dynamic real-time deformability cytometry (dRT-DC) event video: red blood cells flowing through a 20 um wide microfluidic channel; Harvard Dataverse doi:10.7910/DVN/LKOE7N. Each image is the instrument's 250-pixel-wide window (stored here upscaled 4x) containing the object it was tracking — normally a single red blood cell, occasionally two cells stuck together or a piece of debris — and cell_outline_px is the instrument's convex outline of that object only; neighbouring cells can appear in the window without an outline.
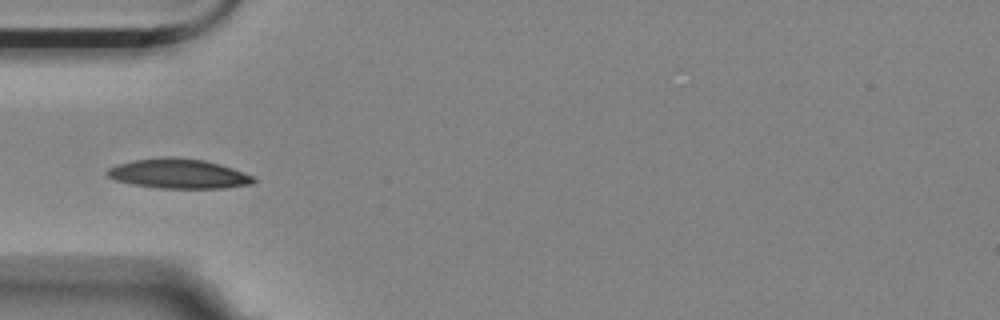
{"species": "Egyptian fruit bat (a non-hibernating species)", "species_latin": "Rousettus aegyptiacus", "temperature_condition": "room temperature", "stored_images_in_passage": 5, "camera_frame_rate_fps": 3000, "um_per_image_px": 0.085, "animal": {"sex": "female"}, "frame": {"image": 1, "passage_image": 3, "time_ms": 0.667, "image_size_px": [1000, 320], "cell_outline_px": [[256, 180], [252, 184], [224, 188], [156, 188], [132, 184], [116, 180], [108, 176], [104, 172], [108, 168], [116, 164], [132, 160], [160, 156], [172, 156], [204, 160], [220, 164], [232, 168], [252, 176]], "centroid_in_image_um": [15.12, 14.75], "position_along_channel_um": 69.9, "area_um2": 25.49}}
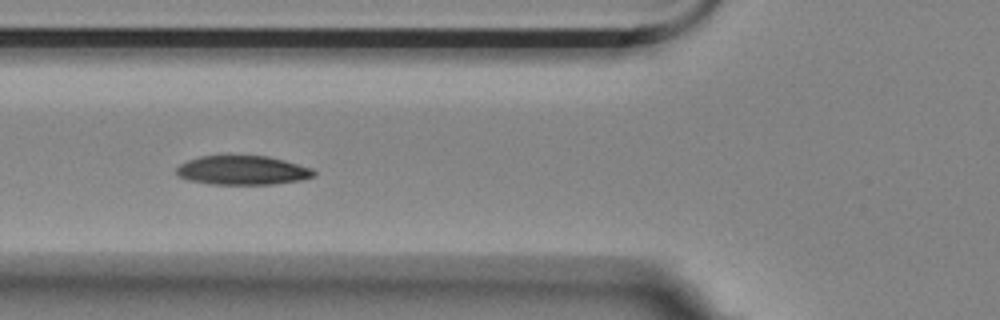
{"frame": {"image": 2, "passage_image": 4, "time_ms": 1.0, "image_size_px": [1000, 320], "cell_outline_px": [[316, 176], [300, 180], [272, 184], [212, 184], [188, 180], [176, 176], [176, 168], [180, 164], [188, 160], [200, 156], [268, 156], [284, 160], [312, 168], [316, 172]], "centroid_in_image_um": [20.61, 14.48], "position_along_channel_um": 105.2, "area_um2": 23.29}}
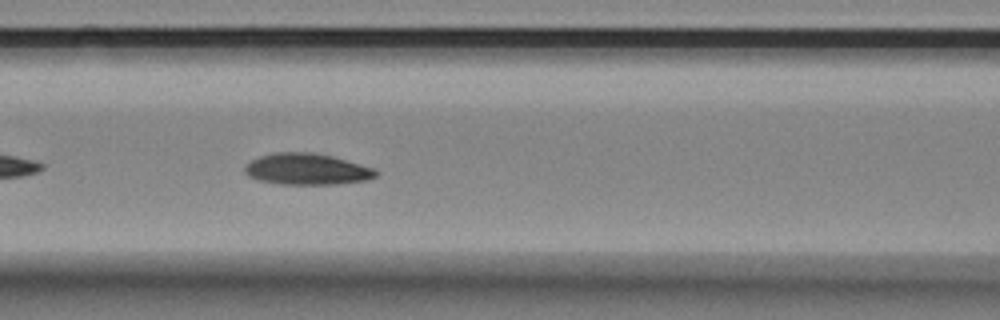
{"frame": {"image": 3, "passage_image": 5, "time_ms": 1.333, "image_size_px": [1000, 320], "cell_outline_px": [[380, 172], [376, 176], [368, 180], [340, 184], [280, 184], [260, 180], [248, 176], [244, 172], [244, 164], [260, 156], [276, 152], [312, 152], [332, 156], [376, 168]], "centroid_in_image_um": [26.12, 14.38], "position_along_channel_um": 140.5, "area_um2": 24.16}}